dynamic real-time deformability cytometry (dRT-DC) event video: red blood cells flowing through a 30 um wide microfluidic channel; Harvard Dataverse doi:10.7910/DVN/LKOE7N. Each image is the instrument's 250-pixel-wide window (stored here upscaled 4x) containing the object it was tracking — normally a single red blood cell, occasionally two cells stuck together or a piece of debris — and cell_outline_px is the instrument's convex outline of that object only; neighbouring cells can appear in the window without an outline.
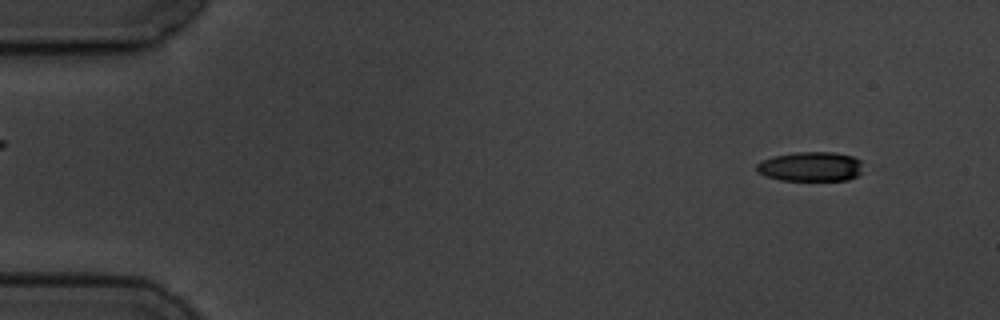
{"species": "common noctule bat (a hibernating species)", "species_latin": "Nyctalus noctula", "temperature_condition": "cold", "stored_images_in_passage": 4, "camera_frame_rate_fps": 3000, "um_per_image_px": 0.085, "animal": {"sex": "male", "body_mass_g": 19.5, "forearm_length_mm": 54.6}, "frame": {"image": 1, "passage_image": 2, "time_ms": 1.0, "image_size_px": [1000, 320], "cell_outline_px": [[860, 172], [856, 176], [848, 180], [780, 180], [768, 176], [760, 172], [756, 168], [756, 164], [760, 160], [772, 156], [796, 152], [836, 152], [852, 156], [860, 160]], "centroid_in_image_um": [68.88, 14.14], "position_along_channel_um": 16.1, "area_um2": 18.21}}